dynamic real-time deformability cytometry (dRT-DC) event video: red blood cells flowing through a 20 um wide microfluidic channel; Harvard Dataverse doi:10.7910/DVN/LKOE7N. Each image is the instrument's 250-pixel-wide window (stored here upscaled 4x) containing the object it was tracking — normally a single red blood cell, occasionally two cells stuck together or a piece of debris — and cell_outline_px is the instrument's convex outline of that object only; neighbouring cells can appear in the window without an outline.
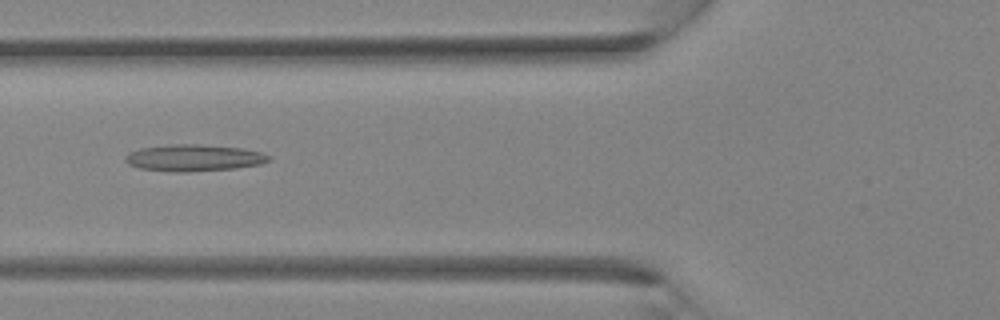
{"species": "Egyptian fruit bat (a non-hibernating species)", "species_latin": "Rousettus aegyptiacus", "temperature_condition": "room temperature", "stored_images_in_passage": 35, "camera_frame_rate_fps": 3000, "um_per_image_px": 0.085, "animal": {"sex": "female"}, "frame": {"image": 1, "passage_image": 13, "time_ms": 4.0, "image_size_px": [1000, 320], "cell_outline_px": [[272, 160], [260, 164], [236, 168], [184, 172], [176, 172], [140, 168], [128, 164], [124, 160], [124, 156], [128, 152], [140, 148], [168, 144], [200, 144], [244, 148], [260, 152], [272, 156]], "centroid_in_image_um": [16.48, 13.4], "position_along_channel_um": 109.3, "area_um2": 22.54}}
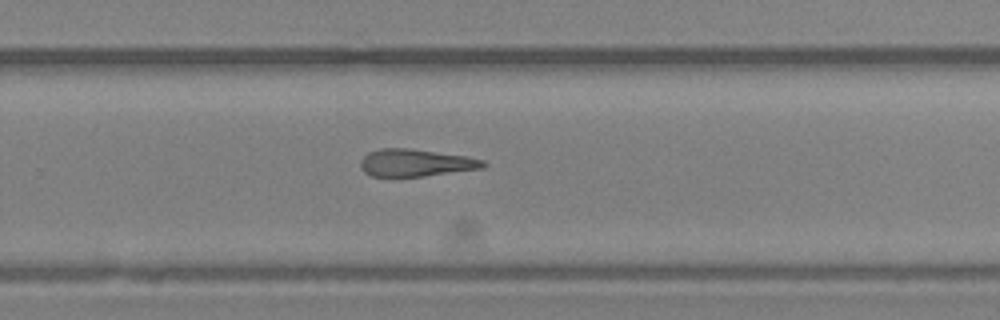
{"frame": {"image": 2, "passage_image": 23, "time_ms": 7.333, "image_size_px": [1000, 320], "cell_outline_px": [[488, 164], [484, 168], [424, 176], [372, 176], [364, 172], [360, 168], [360, 160], [368, 152], [380, 148], [408, 148], [468, 156], [484, 160]], "centroid_in_image_um": [35.35, 13.83], "position_along_channel_um": 294.5, "area_um2": 19.65}}
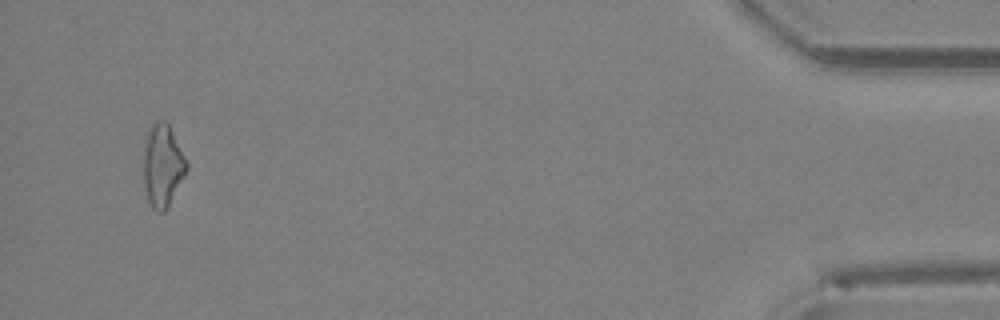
{"frame": {"image": 3, "passage_image": 34, "time_ms": 11.0, "image_size_px": [1000, 320], "cell_outline_px": [[188, 168], [168, 208], [164, 212], [156, 212], [152, 208], [148, 200], [144, 188], [140, 160], [148, 128], [156, 120], [164, 120], [168, 124], [188, 164]], "centroid_in_image_um": [13.75, 14.09], "position_along_channel_um": 421.4, "area_um2": 21.33}}